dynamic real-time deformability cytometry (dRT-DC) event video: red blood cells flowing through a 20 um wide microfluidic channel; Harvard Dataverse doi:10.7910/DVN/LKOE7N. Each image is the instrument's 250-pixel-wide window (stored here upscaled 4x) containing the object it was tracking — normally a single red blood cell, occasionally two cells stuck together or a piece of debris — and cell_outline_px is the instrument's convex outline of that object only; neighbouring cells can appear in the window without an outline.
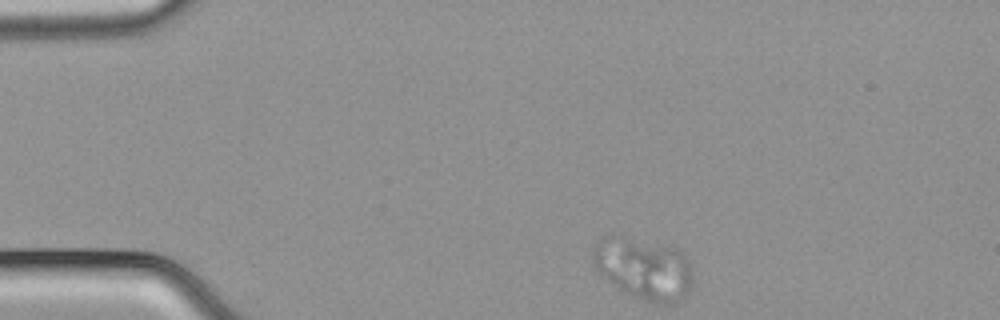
{"species": "common noctule bat (a hibernating species)", "species_latin": "Nyctalus noctula", "temperature_condition": "cold", "stored_images_in_passage": 47, "camera_frame_rate_fps": 3000, "um_per_image_px": 0.085, "animal": {"sex": "male", "body_mass_g": 21.5, "forearm_length_mm": 52.0}, "frame": {"image": 1, "passage_image": 1, "time_ms": 0.0, "image_size_px": [1000, 320], "cell_outline_px": [[692, 288], [676, 304], [656, 304], [632, 296], [612, 284], [592, 264], [592, 260], [596, 240], [612, 232], [676, 248], [684, 252], [692, 264]], "centroid_in_image_um": [54.73, 22.8], "position_along_channel_um": 30.3, "area_um2": 36.82}}
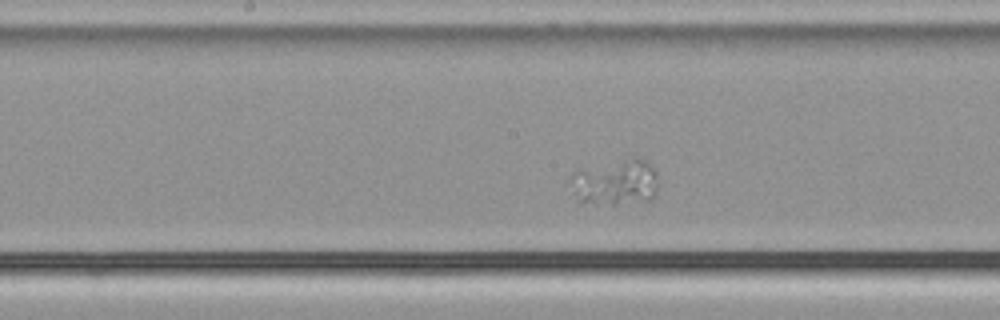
{"frame": {"image": 2, "passage_image": 20, "time_ms": 6.333, "image_size_px": [1000, 320], "cell_outline_px": [[660, 184], [656, 196], [652, 200], [616, 204], [580, 204], [576, 200], [568, 180], [568, 176], [576, 168], [632, 156], [636, 156], [644, 160], [656, 172]], "centroid_in_image_um": [52.26, 15.48], "position_along_channel_um": 195.9, "area_um2": 24.97}}
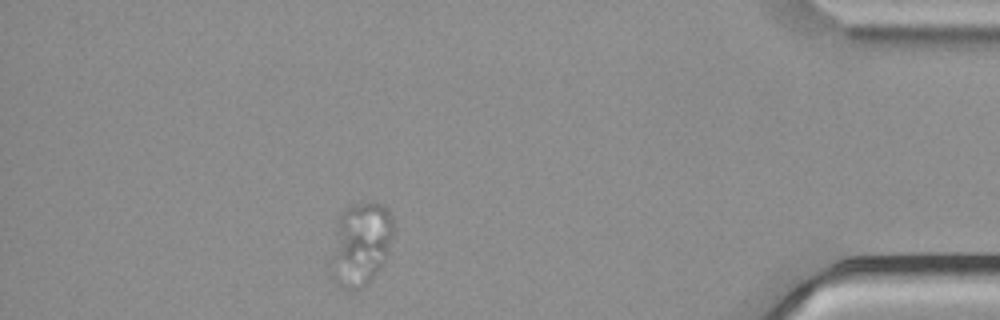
{"frame": {"image": 3, "passage_image": 41, "time_ms": 13.333, "image_size_px": [1000, 320], "cell_outline_px": [[396, 232], [388, 252], [384, 260], [376, 272], [360, 288], [340, 288], [328, 276], [328, 264], [336, 216], [344, 208], [352, 204], [368, 200], [372, 200], [384, 204], [388, 208], [392, 216], [396, 228]], "centroid_in_image_um": [30.6, 20.66], "position_along_channel_um": 404.6, "area_um2": 32.02}}